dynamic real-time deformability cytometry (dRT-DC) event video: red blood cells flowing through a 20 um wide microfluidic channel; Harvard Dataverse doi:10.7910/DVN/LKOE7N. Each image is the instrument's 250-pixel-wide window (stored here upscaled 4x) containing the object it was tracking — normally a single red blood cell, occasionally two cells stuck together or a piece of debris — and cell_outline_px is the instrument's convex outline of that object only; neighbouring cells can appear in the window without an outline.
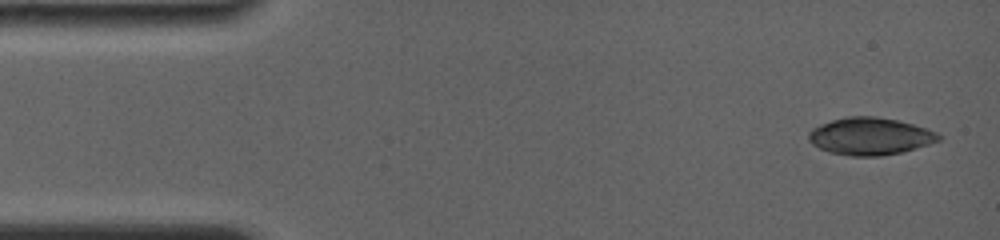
{"species": "common noctule bat (a hibernating species)", "species_latin": "Nyctalus noctula", "temperature_condition": "room temperature", "stored_images_in_passage": 14, "camera_frame_rate_fps": 4000, "um_per_image_px": 0.085, "animal": {"sex": "female", "body_mass_g": 19.0, "forearm_length_mm": 56.7}, "frame": {"image": 1, "passage_image": 1, "time_ms": 0.0, "image_size_px": [1000, 240], "cell_outline_px": [[940, 140], [928, 144], [900, 152], [880, 156], [852, 156], [828, 152], [812, 144], [808, 140], [808, 132], [812, 128], [820, 124], [832, 120], [848, 116], [876, 116], [896, 120], [928, 128], [936, 132], [940, 136]], "centroid_in_image_um": [73.92, 11.57], "position_along_channel_um": 11.1, "area_um2": 28.15}}
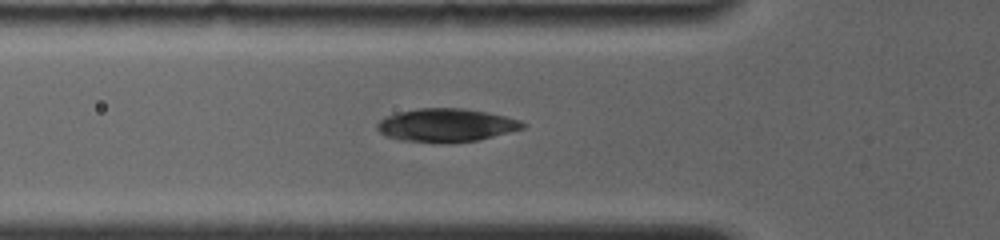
{"frame": {"image": 2, "passage_image": 7, "time_ms": 4.75, "image_size_px": [1000, 240], "cell_outline_px": [[528, 124], [524, 128], [480, 140], [448, 144], [400, 140], [384, 136], [376, 128], [376, 124], [384, 116], [416, 108], [464, 108], [488, 112], [520, 120]], "centroid_in_image_um": [37.92, 10.65], "position_along_channel_um": 87.9, "area_um2": 28.67}}
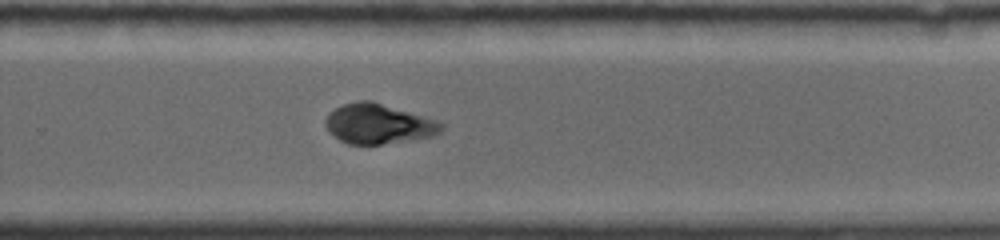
{"frame": {"image": 3, "passage_image": 14, "time_ms": 10.25, "image_size_px": [1000, 240], "cell_outline_px": [[444, 128], [440, 132], [432, 136], [408, 140], [380, 144], [348, 144], [340, 140], [324, 124], [324, 120], [328, 112], [344, 104], [356, 100], [372, 100], [436, 120], [444, 124]], "centroid_in_image_um": [32.15, 10.51], "position_along_channel_um": 297.6, "area_um2": 26.76}}